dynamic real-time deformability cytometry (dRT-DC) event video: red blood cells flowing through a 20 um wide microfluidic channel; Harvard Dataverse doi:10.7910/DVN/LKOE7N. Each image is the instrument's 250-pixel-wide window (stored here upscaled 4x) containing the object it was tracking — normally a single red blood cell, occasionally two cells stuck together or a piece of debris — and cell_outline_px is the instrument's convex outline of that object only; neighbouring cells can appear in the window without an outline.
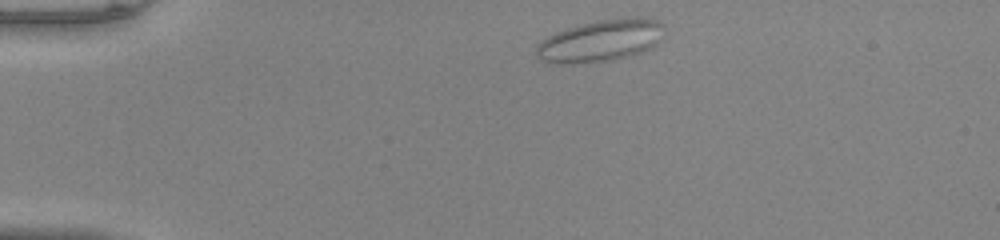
{"species": "common noctule bat (a hibernating species)", "species_latin": "Nyctalus noctula", "temperature_condition": "warm", "stored_images_in_passage": 42, "camera_frame_rate_fps": 3000, "um_per_image_px": 0.085, "animal": {"sex": "male", "body_mass_g": 20.0, "forearm_length_mm": 53.3}, "frame": {"image": 1, "passage_image": 1, "time_ms": 0.0, "image_size_px": [1000, 240], "cell_outline_px": [[664, 24], [660, 40], [656, 44], [640, 52], [612, 60], [572, 64], [564, 64], [544, 60], [536, 56], [536, 44], [548, 36], [556, 32], [580, 24], [600, 20], [632, 16], [644, 16], [656, 20]], "centroid_in_image_um": [51.06, 3.44], "position_along_channel_um": 33.9, "area_um2": 31.1}}
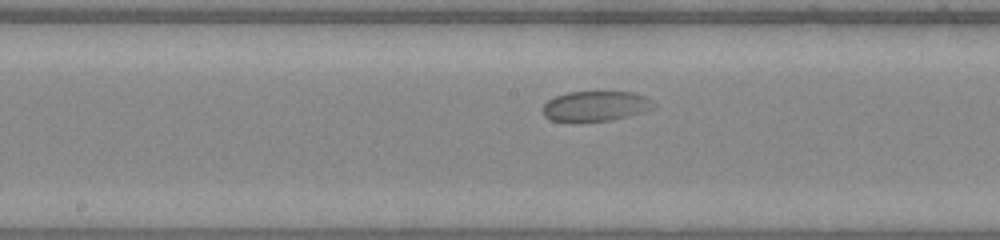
{"frame": {"image": 2, "passage_image": 18, "time_ms": 5.667, "image_size_px": [1000, 240], "cell_outline_px": [[656, 108], [644, 112], [628, 116], [608, 120], [552, 120], [544, 116], [544, 104], [548, 100], [556, 96], [568, 92], [632, 92], [644, 96], [652, 100], [656, 104]], "centroid_in_image_um": [50.69, 9.0], "position_along_channel_um": 197.5, "area_um2": 19.07}}
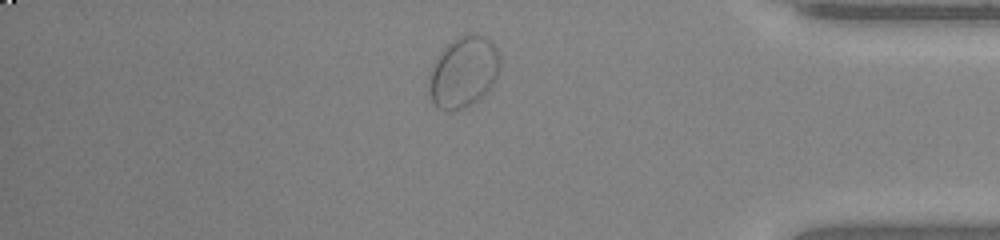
{"frame": {"image": 3, "passage_image": 35, "time_ms": 11.333, "image_size_px": [1000, 240], "cell_outline_px": [[500, 68], [492, 84], [484, 96], [472, 104], [460, 108], [440, 108], [432, 104], [428, 92], [428, 76], [436, 60], [444, 48], [452, 40], [460, 36], [484, 36], [496, 48], [500, 60]], "centroid_in_image_um": [39.38, 6.14], "position_along_channel_um": 395.8, "area_um2": 28.78}}